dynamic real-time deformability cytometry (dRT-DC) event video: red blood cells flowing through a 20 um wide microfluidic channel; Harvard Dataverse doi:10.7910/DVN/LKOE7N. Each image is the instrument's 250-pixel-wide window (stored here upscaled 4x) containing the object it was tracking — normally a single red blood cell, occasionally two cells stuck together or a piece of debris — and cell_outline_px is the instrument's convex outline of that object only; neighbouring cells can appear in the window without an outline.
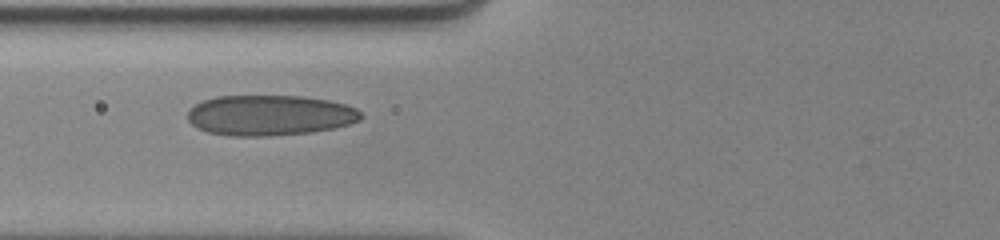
{"species": "human", "species_latin": "Homo sapiens", "temperature_condition": "cold", "stored_images_in_passage": 2, "camera_frame_rate_fps": 3000, "um_per_image_px": 0.085, "donor": {"sex": "female"}, "frame": {"image": 1, "passage_image": 2, "time_ms": 0.333, "image_size_px": [1000, 240], "cell_outline_px": [[364, 116], [360, 120], [348, 124], [332, 128], [312, 132], [268, 136], [232, 136], [208, 132], [196, 128], [188, 120], [188, 108], [204, 100], [224, 92], [284, 92], [328, 100], [348, 104], [356, 108]], "centroid_in_image_um": [22.88, 9.7], "position_along_channel_um": 102.9, "area_um2": 43.35}}